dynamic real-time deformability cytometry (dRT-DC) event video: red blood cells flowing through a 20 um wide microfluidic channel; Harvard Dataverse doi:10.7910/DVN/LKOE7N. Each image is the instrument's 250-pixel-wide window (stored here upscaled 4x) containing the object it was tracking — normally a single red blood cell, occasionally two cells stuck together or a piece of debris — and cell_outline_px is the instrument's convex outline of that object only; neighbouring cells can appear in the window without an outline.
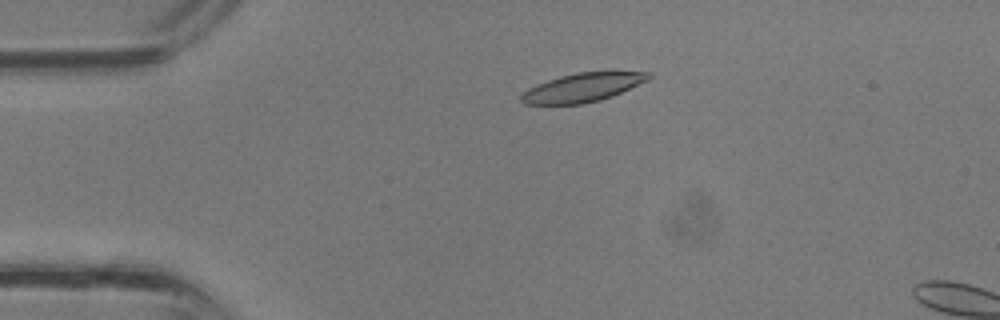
{"species": "common noctule bat (a hibernating species)", "species_latin": "Nyctalus noctula", "temperature_condition": "room temperature", "stored_images_in_passage": 4, "camera_frame_rate_fps": 3000, "um_per_image_px": 0.085, "animal": {"sex": "male", "body_mass_g": 13.3}, "frame": {"image": 1, "passage_image": 2, "time_ms": 0.333, "image_size_px": [1000, 320], "cell_outline_px": [[652, 76], [648, 80], [612, 96], [600, 100], [584, 104], [524, 104], [520, 100], [520, 96], [528, 88], [548, 80], [560, 76], [576, 72], [652, 72]], "centroid_in_image_um": [49.51, 7.44], "position_along_channel_um": 35.5, "area_um2": 21.15}}